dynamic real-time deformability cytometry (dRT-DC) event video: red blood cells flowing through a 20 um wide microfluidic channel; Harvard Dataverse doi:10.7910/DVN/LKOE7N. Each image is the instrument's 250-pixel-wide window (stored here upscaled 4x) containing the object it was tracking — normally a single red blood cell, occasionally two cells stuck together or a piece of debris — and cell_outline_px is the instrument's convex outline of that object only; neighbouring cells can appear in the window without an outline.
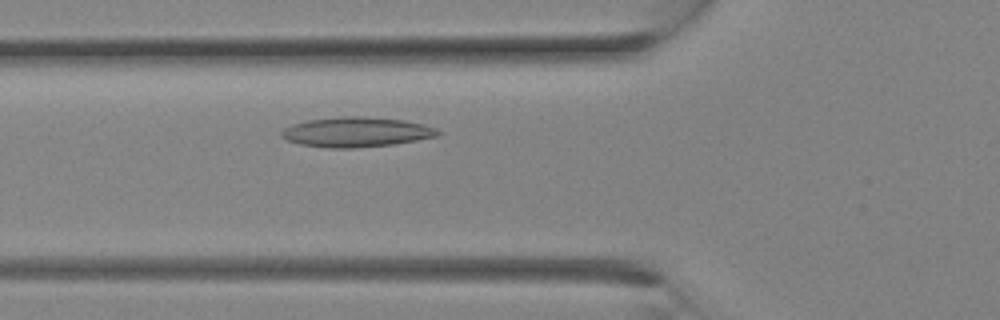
{"species": "Egyptian fruit bat (a non-hibernating species)", "species_latin": "Rousettus aegyptiacus", "temperature_condition": "room temperature", "stored_images_in_passage": 3, "camera_frame_rate_fps": 3000, "um_per_image_px": 0.085, "animal": {"sex": "female"}, "frame": {"image": 1, "passage_image": 3, "time_ms": 0.667, "image_size_px": [1000, 320], "cell_outline_px": [[440, 132], [436, 136], [416, 140], [392, 144], [356, 148], [328, 148], [300, 144], [284, 140], [280, 136], [280, 132], [284, 128], [292, 124], [308, 120], [340, 116], [364, 116], [404, 120], [424, 124], [436, 128]], "centroid_in_image_um": [30.23, 11.22], "position_along_channel_um": 95.6, "area_um2": 27.34}}